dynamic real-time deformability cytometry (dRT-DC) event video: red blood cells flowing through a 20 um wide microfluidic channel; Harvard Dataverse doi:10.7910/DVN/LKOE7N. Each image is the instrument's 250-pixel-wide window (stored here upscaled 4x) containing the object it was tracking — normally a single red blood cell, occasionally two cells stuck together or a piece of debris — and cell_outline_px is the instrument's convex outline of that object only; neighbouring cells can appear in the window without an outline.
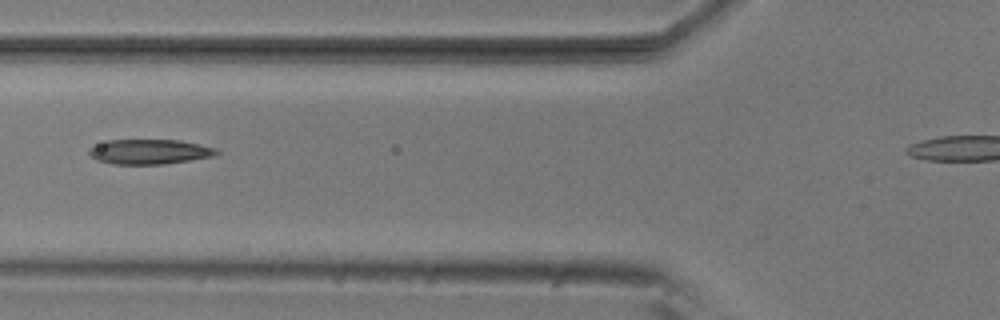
{"species": "common noctule bat (a hibernating species)", "species_latin": "Nyctalus noctula", "temperature_condition": "room temperature", "stored_images_in_passage": 8, "segment_of_instrument_passage": [1, 2], "camera_frame_rate_fps": 3000, "um_per_image_px": 0.085, "animal": {"sex": "male", "body_mass_g": 20.5, "forearm_length_mm": 52.5}, "frame": {"image": 1, "passage_image": 6, "time_ms": 1.667, "image_size_px": [1000, 320], "cell_outline_px": [[220, 152], [212, 156], [188, 160], [160, 164], [112, 164], [96, 160], [88, 152], [88, 148], [108, 140], [180, 140], [200, 144], [216, 148]], "centroid_in_image_um": [12.68, 12.89], "position_along_channel_um": 113.1, "area_um2": 18.32}}
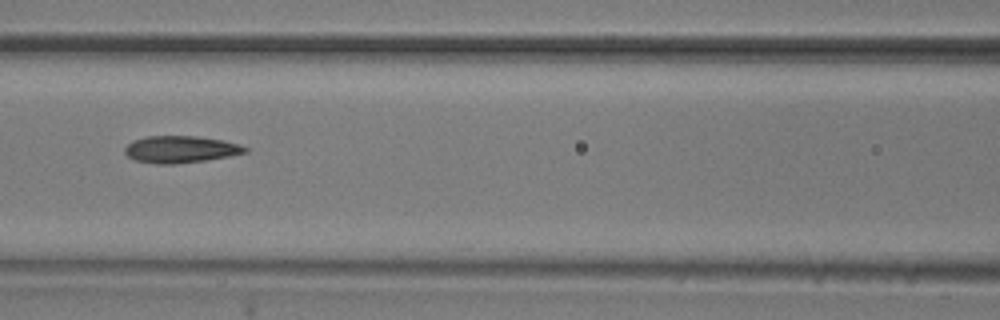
{"frame": {"image": 2, "passage_image": 7, "time_ms": 2.0, "image_size_px": [1000, 320], "cell_outline_px": [[248, 152], [228, 156], [204, 160], [172, 164], [156, 164], [136, 160], [128, 156], [124, 152], [124, 148], [132, 140], [148, 136], [196, 136], [224, 140], [240, 144], [248, 148]], "centroid_in_image_um": [15.35, 12.68], "position_along_channel_um": 151.3, "area_um2": 18.84}}